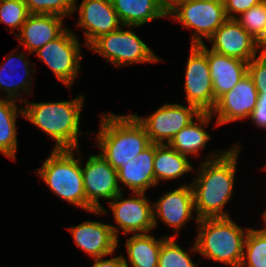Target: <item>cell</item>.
Wrapping results in <instances>:
<instances>
[{"label": "cell", "instance_id": "15", "mask_svg": "<svg viewBox=\"0 0 266 267\" xmlns=\"http://www.w3.org/2000/svg\"><path fill=\"white\" fill-rule=\"evenodd\" d=\"M194 209V195L191 184H184L173 191L167 192L153 203V222L157 224V216L169 227H173L175 234L192 219Z\"/></svg>", "mask_w": 266, "mask_h": 267}, {"label": "cell", "instance_id": "11", "mask_svg": "<svg viewBox=\"0 0 266 267\" xmlns=\"http://www.w3.org/2000/svg\"><path fill=\"white\" fill-rule=\"evenodd\" d=\"M201 112L193 105L164 104L152 115L141 117L133 114L144 126L151 143L167 144L184 127L189 125ZM195 116V117H194Z\"/></svg>", "mask_w": 266, "mask_h": 267}, {"label": "cell", "instance_id": "16", "mask_svg": "<svg viewBox=\"0 0 266 267\" xmlns=\"http://www.w3.org/2000/svg\"><path fill=\"white\" fill-rule=\"evenodd\" d=\"M74 242L93 258L112 255L119 245V228L97 221H84L68 229Z\"/></svg>", "mask_w": 266, "mask_h": 267}, {"label": "cell", "instance_id": "34", "mask_svg": "<svg viewBox=\"0 0 266 267\" xmlns=\"http://www.w3.org/2000/svg\"><path fill=\"white\" fill-rule=\"evenodd\" d=\"M250 118L256 126L266 129V95H258L257 106L253 109Z\"/></svg>", "mask_w": 266, "mask_h": 267}, {"label": "cell", "instance_id": "14", "mask_svg": "<svg viewBox=\"0 0 266 267\" xmlns=\"http://www.w3.org/2000/svg\"><path fill=\"white\" fill-rule=\"evenodd\" d=\"M77 7L75 0L74 12L78 9V27L84 29L85 46L88 48L101 35L111 33L122 27L111 0H82Z\"/></svg>", "mask_w": 266, "mask_h": 267}, {"label": "cell", "instance_id": "31", "mask_svg": "<svg viewBox=\"0 0 266 267\" xmlns=\"http://www.w3.org/2000/svg\"><path fill=\"white\" fill-rule=\"evenodd\" d=\"M236 20L255 39L266 24V0L251 7Z\"/></svg>", "mask_w": 266, "mask_h": 267}, {"label": "cell", "instance_id": "24", "mask_svg": "<svg viewBox=\"0 0 266 267\" xmlns=\"http://www.w3.org/2000/svg\"><path fill=\"white\" fill-rule=\"evenodd\" d=\"M153 167L156 185L162 180L175 179L194 170L187 156L180 154L167 143L155 144Z\"/></svg>", "mask_w": 266, "mask_h": 267}, {"label": "cell", "instance_id": "21", "mask_svg": "<svg viewBox=\"0 0 266 267\" xmlns=\"http://www.w3.org/2000/svg\"><path fill=\"white\" fill-rule=\"evenodd\" d=\"M15 55L16 51H13L11 54H9L7 59H5L6 62L0 67V89L2 92L4 91L6 93V99H11L14 101L18 100L24 103L26 100L22 99L21 93L24 91L31 93L29 92V89L31 88L32 90L33 87L31 86V81H29L32 78L30 72L34 73L35 69L32 66V69H29V60H26L27 58L24 57L25 55L23 53H19L18 56ZM22 64L23 66H21ZM19 66L25 68L22 69L24 75L20 73V75L17 76V74H19V70H16L19 68Z\"/></svg>", "mask_w": 266, "mask_h": 267}, {"label": "cell", "instance_id": "9", "mask_svg": "<svg viewBox=\"0 0 266 267\" xmlns=\"http://www.w3.org/2000/svg\"><path fill=\"white\" fill-rule=\"evenodd\" d=\"M82 175L86 210L96 215L105 214L107 211L100 204L99 198L112 200L122 192L118 183L117 170L99 153L88 157L85 167H82Z\"/></svg>", "mask_w": 266, "mask_h": 267}, {"label": "cell", "instance_id": "10", "mask_svg": "<svg viewBox=\"0 0 266 267\" xmlns=\"http://www.w3.org/2000/svg\"><path fill=\"white\" fill-rule=\"evenodd\" d=\"M185 93L189 105L201 113H210L216 104L207 59V46L191 45L185 72Z\"/></svg>", "mask_w": 266, "mask_h": 267}, {"label": "cell", "instance_id": "12", "mask_svg": "<svg viewBox=\"0 0 266 267\" xmlns=\"http://www.w3.org/2000/svg\"><path fill=\"white\" fill-rule=\"evenodd\" d=\"M137 198L123 199V191L108 201L117 225L125 233L146 234L154 229L153 204L145 193H134ZM138 232V233H137Z\"/></svg>", "mask_w": 266, "mask_h": 267}, {"label": "cell", "instance_id": "2", "mask_svg": "<svg viewBox=\"0 0 266 267\" xmlns=\"http://www.w3.org/2000/svg\"><path fill=\"white\" fill-rule=\"evenodd\" d=\"M96 139L100 155L116 170L151 144L144 126L133 114H103Z\"/></svg>", "mask_w": 266, "mask_h": 267}, {"label": "cell", "instance_id": "35", "mask_svg": "<svg viewBox=\"0 0 266 267\" xmlns=\"http://www.w3.org/2000/svg\"><path fill=\"white\" fill-rule=\"evenodd\" d=\"M91 267H129V264L126 258L120 255L107 260L103 257L94 258V264Z\"/></svg>", "mask_w": 266, "mask_h": 267}, {"label": "cell", "instance_id": "4", "mask_svg": "<svg viewBox=\"0 0 266 267\" xmlns=\"http://www.w3.org/2000/svg\"><path fill=\"white\" fill-rule=\"evenodd\" d=\"M198 234L192 252L232 267H240L246 230L236 225L230 217L203 218L197 221Z\"/></svg>", "mask_w": 266, "mask_h": 267}, {"label": "cell", "instance_id": "23", "mask_svg": "<svg viewBox=\"0 0 266 267\" xmlns=\"http://www.w3.org/2000/svg\"><path fill=\"white\" fill-rule=\"evenodd\" d=\"M212 116L211 113H201L197 116L196 122L193 120L189 125L181 129L168 145L180 154L198 156V151L204 149L211 138L203 126H208Z\"/></svg>", "mask_w": 266, "mask_h": 267}, {"label": "cell", "instance_id": "29", "mask_svg": "<svg viewBox=\"0 0 266 267\" xmlns=\"http://www.w3.org/2000/svg\"><path fill=\"white\" fill-rule=\"evenodd\" d=\"M29 14L67 17L74 13L75 0H24Z\"/></svg>", "mask_w": 266, "mask_h": 267}, {"label": "cell", "instance_id": "30", "mask_svg": "<svg viewBox=\"0 0 266 267\" xmlns=\"http://www.w3.org/2000/svg\"><path fill=\"white\" fill-rule=\"evenodd\" d=\"M29 15L24 0H0V22L20 31Z\"/></svg>", "mask_w": 266, "mask_h": 267}, {"label": "cell", "instance_id": "13", "mask_svg": "<svg viewBox=\"0 0 266 267\" xmlns=\"http://www.w3.org/2000/svg\"><path fill=\"white\" fill-rule=\"evenodd\" d=\"M258 91L246 74L230 91L221 95L210 112L217 116L216 126L250 117L257 106Z\"/></svg>", "mask_w": 266, "mask_h": 267}, {"label": "cell", "instance_id": "26", "mask_svg": "<svg viewBox=\"0 0 266 267\" xmlns=\"http://www.w3.org/2000/svg\"><path fill=\"white\" fill-rule=\"evenodd\" d=\"M17 110L20 112H17ZM24 117L23 108H18L16 101L0 98V152L11 160L16 159L17 129L16 118Z\"/></svg>", "mask_w": 266, "mask_h": 267}, {"label": "cell", "instance_id": "36", "mask_svg": "<svg viewBox=\"0 0 266 267\" xmlns=\"http://www.w3.org/2000/svg\"><path fill=\"white\" fill-rule=\"evenodd\" d=\"M256 49H262L260 54H266V24L260 34L255 38Z\"/></svg>", "mask_w": 266, "mask_h": 267}, {"label": "cell", "instance_id": "22", "mask_svg": "<svg viewBox=\"0 0 266 267\" xmlns=\"http://www.w3.org/2000/svg\"><path fill=\"white\" fill-rule=\"evenodd\" d=\"M119 20L125 27H140L166 17L161 0H111Z\"/></svg>", "mask_w": 266, "mask_h": 267}, {"label": "cell", "instance_id": "17", "mask_svg": "<svg viewBox=\"0 0 266 267\" xmlns=\"http://www.w3.org/2000/svg\"><path fill=\"white\" fill-rule=\"evenodd\" d=\"M210 50L228 57L250 62L257 56L255 39L242 28L236 19H227L208 40Z\"/></svg>", "mask_w": 266, "mask_h": 267}, {"label": "cell", "instance_id": "27", "mask_svg": "<svg viewBox=\"0 0 266 267\" xmlns=\"http://www.w3.org/2000/svg\"><path fill=\"white\" fill-rule=\"evenodd\" d=\"M240 267H266V231L249 229Z\"/></svg>", "mask_w": 266, "mask_h": 267}, {"label": "cell", "instance_id": "8", "mask_svg": "<svg viewBox=\"0 0 266 267\" xmlns=\"http://www.w3.org/2000/svg\"><path fill=\"white\" fill-rule=\"evenodd\" d=\"M80 44L75 33L67 28L58 38L46 43L35 52L51 69L58 81L69 88L80 71L82 59Z\"/></svg>", "mask_w": 266, "mask_h": 267}, {"label": "cell", "instance_id": "3", "mask_svg": "<svg viewBox=\"0 0 266 267\" xmlns=\"http://www.w3.org/2000/svg\"><path fill=\"white\" fill-rule=\"evenodd\" d=\"M83 95L70 101L33 103L25 101V119L42 129L55 140L54 149H79L80 112Z\"/></svg>", "mask_w": 266, "mask_h": 267}, {"label": "cell", "instance_id": "19", "mask_svg": "<svg viewBox=\"0 0 266 267\" xmlns=\"http://www.w3.org/2000/svg\"><path fill=\"white\" fill-rule=\"evenodd\" d=\"M154 157L155 144L151 143L132 160L117 169L118 183L126 185L134 193H145L151 186H156Z\"/></svg>", "mask_w": 266, "mask_h": 267}, {"label": "cell", "instance_id": "1", "mask_svg": "<svg viewBox=\"0 0 266 267\" xmlns=\"http://www.w3.org/2000/svg\"><path fill=\"white\" fill-rule=\"evenodd\" d=\"M239 145L210 154L191 183L196 222L203 218L230 217L223 207L232 197Z\"/></svg>", "mask_w": 266, "mask_h": 267}, {"label": "cell", "instance_id": "38", "mask_svg": "<svg viewBox=\"0 0 266 267\" xmlns=\"http://www.w3.org/2000/svg\"><path fill=\"white\" fill-rule=\"evenodd\" d=\"M262 216H263V220L265 222V227L263 228V230L266 231V210L264 211Z\"/></svg>", "mask_w": 266, "mask_h": 267}, {"label": "cell", "instance_id": "20", "mask_svg": "<svg viewBox=\"0 0 266 267\" xmlns=\"http://www.w3.org/2000/svg\"><path fill=\"white\" fill-rule=\"evenodd\" d=\"M215 100L230 91L246 74L248 62L218 54L207 48Z\"/></svg>", "mask_w": 266, "mask_h": 267}, {"label": "cell", "instance_id": "33", "mask_svg": "<svg viewBox=\"0 0 266 267\" xmlns=\"http://www.w3.org/2000/svg\"><path fill=\"white\" fill-rule=\"evenodd\" d=\"M263 0H223L224 8L227 18L236 19L238 16L233 12L240 15L250 9L251 7L261 3ZM233 13V14H232Z\"/></svg>", "mask_w": 266, "mask_h": 267}, {"label": "cell", "instance_id": "7", "mask_svg": "<svg viewBox=\"0 0 266 267\" xmlns=\"http://www.w3.org/2000/svg\"><path fill=\"white\" fill-rule=\"evenodd\" d=\"M167 16L178 20L183 27L194 29L190 45L204 44L228 19L223 0H192L177 5Z\"/></svg>", "mask_w": 266, "mask_h": 267}, {"label": "cell", "instance_id": "32", "mask_svg": "<svg viewBox=\"0 0 266 267\" xmlns=\"http://www.w3.org/2000/svg\"><path fill=\"white\" fill-rule=\"evenodd\" d=\"M248 75L259 95H266V54H259L248 62Z\"/></svg>", "mask_w": 266, "mask_h": 267}, {"label": "cell", "instance_id": "37", "mask_svg": "<svg viewBox=\"0 0 266 267\" xmlns=\"http://www.w3.org/2000/svg\"><path fill=\"white\" fill-rule=\"evenodd\" d=\"M192 0H161L164 11L167 15L179 4Z\"/></svg>", "mask_w": 266, "mask_h": 267}, {"label": "cell", "instance_id": "6", "mask_svg": "<svg viewBox=\"0 0 266 267\" xmlns=\"http://www.w3.org/2000/svg\"><path fill=\"white\" fill-rule=\"evenodd\" d=\"M119 29L101 35L88 48L100 54L115 67L135 63L162 61L133 31ZM122 28V29H121Z\"/></svg>", "mask_w": 266, "mask_h": 267}, {"label": "cell", "instance_id": "28", "mask_svg": "<svg viewBox=\"0 0 266 267\" xmlns=\"http://www.w3.org/2000/svg\"><path fill=\"white\" fill-rule=\"evenodd\" d=\"M188 251H184L174 237H167L161 245L158 267H196Z\"/></svg>", "mask_w": 266, "mask_h": 267}, {"label": "cell", "instance_id": "5", "mask_svg": "<svg viewBox=\"0 0 266 267\" xmlns=\"http://www.w3.org/2000/svg\"><path fill=\"white\" fill-rule=\"evenodd\" d=\"M77 150V151H75ZM79 149H53L37 174L50 190L66 202L86 210V195L83 186Z\"/></svg>", "mask_w": 266, "mask_h": 267}, {"label": "cell", "instance_id": "25", "mask_svg": "<svg viewBox=\"0 0 266 267\" xmlns=\"http://www.w3.org/2000/svg\"><path fill=\"white\" fill-rule=\"evenodd\" d=\"M167 237L157 240L153 235L134 234L126 241L128 259L132 267H158L159 252L162 242Z\"/></svg>", "mask_w": 266, "mask_h": 267}, {"label": "cell", "instance_id": "18", "mask_svg": "<svg viewBox=\"0 0 266 267\" xmlns=\"http://www.w3.org/2000/svg\"><path fill=\"white\" fill-rule=\"evenodd\" d=\"M67 28L63 26V17L52 14H29L20 29V35L15 34L25 50L32 54L46 43L58 38Z\"/></svg>", "mask_w": 266, "mask_h": 267}]
</instances>
